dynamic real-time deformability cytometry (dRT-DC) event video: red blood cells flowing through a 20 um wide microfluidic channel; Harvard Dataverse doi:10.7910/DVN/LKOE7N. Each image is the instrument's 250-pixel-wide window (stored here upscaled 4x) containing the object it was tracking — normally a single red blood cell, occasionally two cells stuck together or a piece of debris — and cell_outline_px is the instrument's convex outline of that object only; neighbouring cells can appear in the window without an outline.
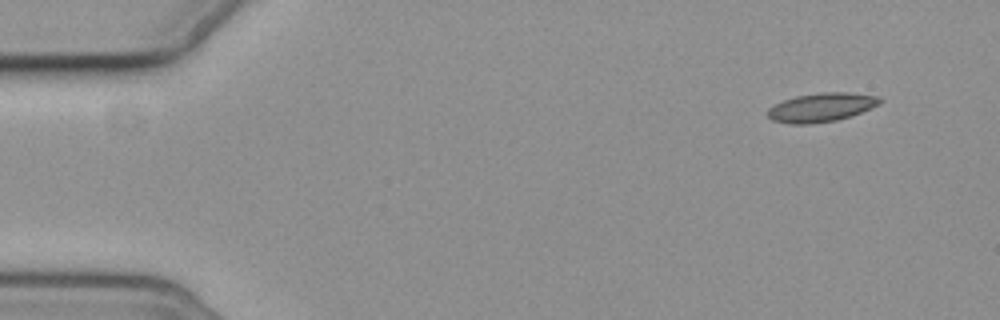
{"species": "common noctule bat (a hibernating species)", "species_latin": "Nyctalus noctula", "temperature_condition": "cold", "stored_images_in_passage": 12, "camera_frame_rate_fps": 3000, "um_per_image_px": 0.085, "animal": {"sex": "female", "body_mass_g": 19.3, "forearm_length_mm": 54.1}, "frame": {"image": 1, "passage_image": 1, "time_ms": 0.0, "image_size_px": [1000, 320], "cell_outline_px": [[884, 100], [880, 104], [872, 108], [836, 120], [808, 124], [792, 124], [772, 120], [764, 112], [768, 108], [784, 100], [796, 96], [820, 92], [848, 92], [880, 96]], "centroid_in_image_um": [69.82, 9.11], "position_along_channel_um": 15.2, "area_um2": 18.9}}
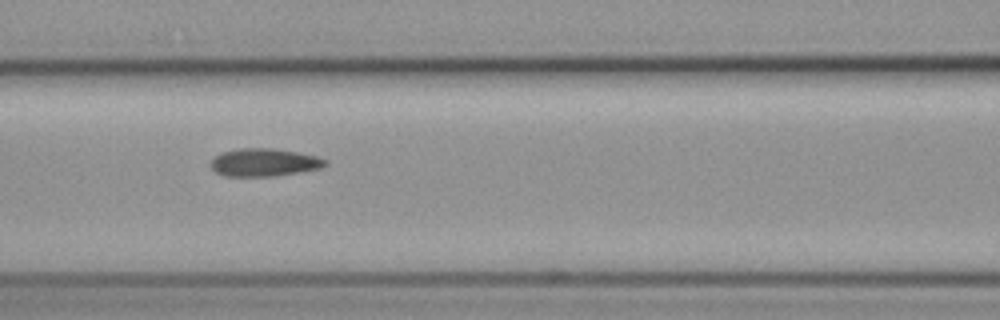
{"frame": {"image": 2, "passage_image": 6, "time_ms": 6.667, "image_size_px": [1000, 320], "cell_outline_px": [[328, 164], [320, 168], [272, 176], [224, 176], [216, 172], [208, 164], [216, 156], [224, 152], [240, 148], [272, 148], [296, 152], [316, 156], [328, 160]], "centroid_in_image_um": [22.44, 13.8], "position_along_channel_um": 144.2, "area_um2": 18.38}}
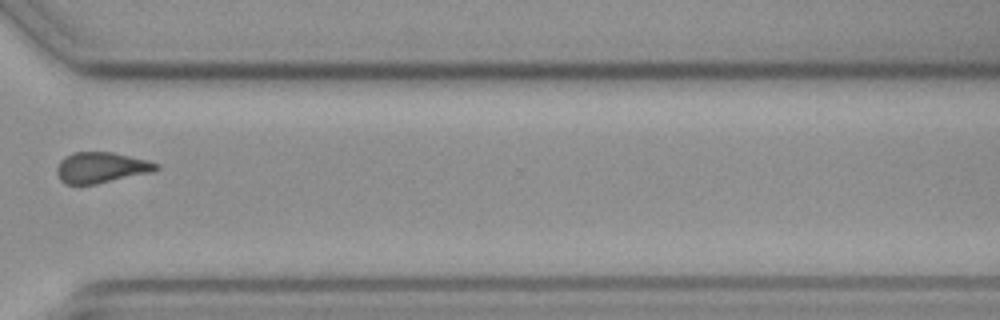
{"frame": {"image": 3, "passage_image": 11, "time_ms": 12.667, "image_size_px": [1000, 320], "cell_outline_px": [[160, 168], [152, 172], [96, 184], [64, 184], [60, 180], [56, 172], [56, 168], [60, 160], [64, 156], [72, 152], [112, 152], [148, 160], [160, 164]], "centroid_in_image_um": [8.59, 14.24], "position_along_channel_um": 362.0, "area_um2": 17.98}}